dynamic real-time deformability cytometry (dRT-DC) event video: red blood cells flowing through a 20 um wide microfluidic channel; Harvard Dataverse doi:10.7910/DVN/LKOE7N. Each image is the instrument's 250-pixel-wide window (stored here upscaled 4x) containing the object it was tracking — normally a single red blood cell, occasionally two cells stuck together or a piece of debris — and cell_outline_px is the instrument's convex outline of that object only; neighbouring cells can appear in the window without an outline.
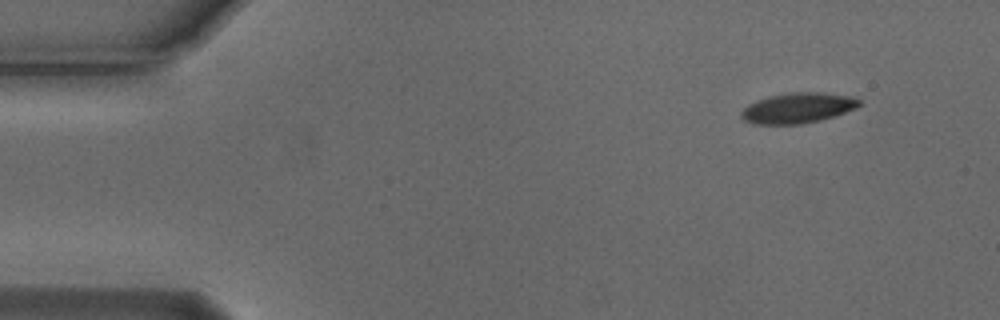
{"species": "Egyptian fruit bat (a non-hibernating species)", "species_latin": "Rousettus aegyptiacus", "temperature_condition": "cold", "stored_images_in_passage": 51, "camera_frame_rate_fps": 3000, "um_per_image_px": 0.085, "animal": {"sex": "male"}, "frame": {"image": 1, "passage_image": 1, "time_ms": 0.0, "image_size_px": [1000, 320], "cell_outline_px": [[860, 104], [856, 108], [820, 120], [800, 124], [752, 124], [744, 120], [740, 116], [740, 112], [748, 104], [756, 100], [768, 96], [788, 92], [824, 92], [856, 96], [860, 100]], "centroid_in_image_um": [67.8, 9.16], "position_along_channel_um": 17.2, "area_um2": 21.1}}
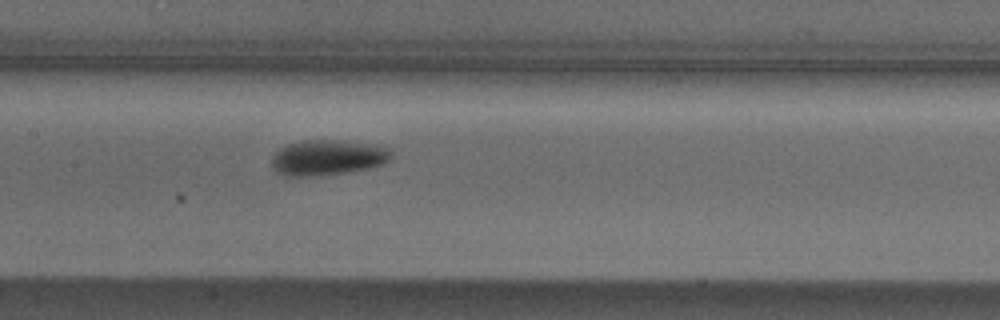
{"frame": {"image": 2, "passage_image": 22, "time_ms": 7.0, "image_size_px": [1000, 320], "cell_outline_px": [[392, 156], [384, 164], [368, 168], [348, 172], [320, 176], [284, 176], [276, 172], [272, 168], [272, 156], [280, 148], [288, 144], [304, 140], [336, 140], [384, 144], [392, 148]], "centroid_in_image_um": [27.91, 13.38], "position_along_channel_um": 179.5, "area_um2": 25.26}}
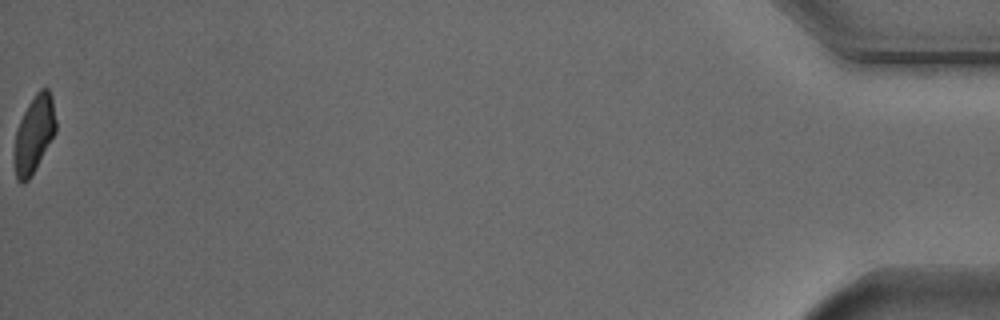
{"frame": {"image": 3, "passage_image": 51, "time_ms": 16.667, "image_size_px": [1000, 320], "cell_outline_px": [[56, 132], [32, 176], [24, 184], [20, 184], [16, 180], [16, 132], [20, 120], [28, 104], [36, 92], [40, 88], [48, 88], [52, 96], [56, 120]], "centroid_in_image_um": [2.94, 11.39], "position_along_channel_um": 432.3, "area_um2": 18.44}, "authors_computed_cell_mechanics": {"area_um2": 21.386, "velocity_mm_per_s": 3.7173, "shape_relaxation_time_tau1_ms": 2.0748, "shape_relaxation_time_tau2_ms": null, "deformation_change_tau1": 0.1155, "deformation_change_tau2": null}}